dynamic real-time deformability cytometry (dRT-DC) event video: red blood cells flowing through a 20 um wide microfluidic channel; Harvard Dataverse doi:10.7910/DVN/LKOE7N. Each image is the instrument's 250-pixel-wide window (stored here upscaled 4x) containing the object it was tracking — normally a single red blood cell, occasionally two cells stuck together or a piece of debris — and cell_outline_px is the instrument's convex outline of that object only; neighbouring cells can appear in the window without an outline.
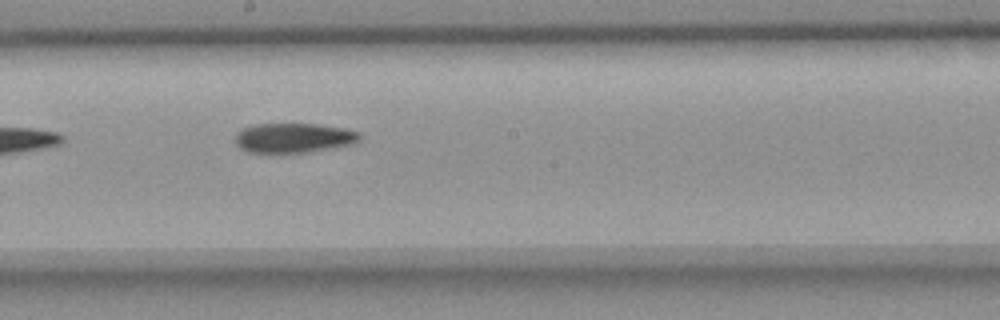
{"species": "common noctule bat (a hibernating species)", "species_latin": "Nyctalus noctula", "temperature_condition": "room temperature", "stored_images_in_passage": 8, "camera_frame_rate_fps": 3000, "um_per_image_px": 0.085, "animal": {"sex": "female", "body_mass_g": 18.4}, "frame": {"image": 1, "passage_image": 8, "time_ms": 8.667, "image_size_px": [1000, 320], "cell_outline_px": [[360, 140], [352, 144], [304, 152], [248, 152], [240, 148], [236, 144], [236, 132], [244, 128], [256, 124], [320, 124], [344, 128], [360, 132]], "centroid_in_image_um": [24.96, 11.7], "position_along_channel_um": 223.2, "area_um2": 21.27}}